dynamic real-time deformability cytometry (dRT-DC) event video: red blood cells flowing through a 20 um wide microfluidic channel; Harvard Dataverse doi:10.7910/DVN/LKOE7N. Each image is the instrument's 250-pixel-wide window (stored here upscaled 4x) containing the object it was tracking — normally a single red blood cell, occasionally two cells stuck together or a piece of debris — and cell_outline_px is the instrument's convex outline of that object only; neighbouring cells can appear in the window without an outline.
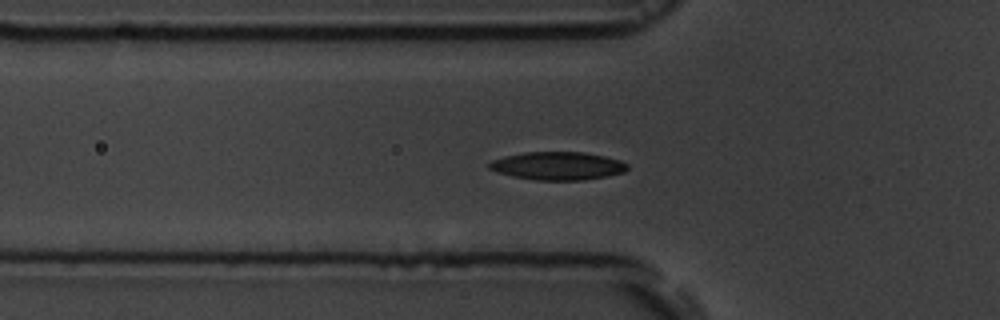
{"species": "common noctule bat (a hibernating species)", "species_latin": "Nyctalus noctula", "temperature_condition": "room temperature", "stored_images_in_passage": 47, "camera_frame_rate_fps": 3000, "um_per_image_px": 0.085, "animal": {"sex": "male", "body_mass_g": 19.5, "forearm_length_mm": 54.6}, "frame": {"image": 1, "passage_image": 9, "time_ms": 2.667, "image_size_px": [1000, 320], "cell_outline_px": [[628, 168], [624, 172], [608, 176], [584, 180], [536, 180], [512, 176], [488, 168], [488, 164], [492, 160], [504, 156], [524, 152], [584, 152], [604, 156], [620, 160], [628, 164]], "centroid_in_image_um": [47.42, 14.09], "position_along_channel_um": 78.4, "area_um2": 22.6}}
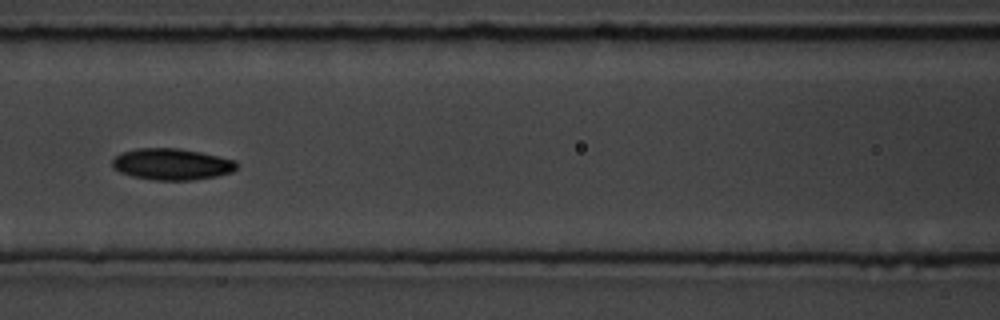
{"frame": {"image": 2, "passage_image": 15, "time_ms": 4.667, "image_size_px": [1000, 320], "cell_outline_px": [[236, 168], [232, 172], [216, 176], [192, 180], [156, 180], [132, 176], [120, 172], [112, 168], [112, 160], [120, 152], [136, 148], [176, 148], [200, 152], [236, 160]], "centroid_in_image_um": [14.57, 13.95], "position_along_channel_um": 152.0, "area_um2": 22.77}}
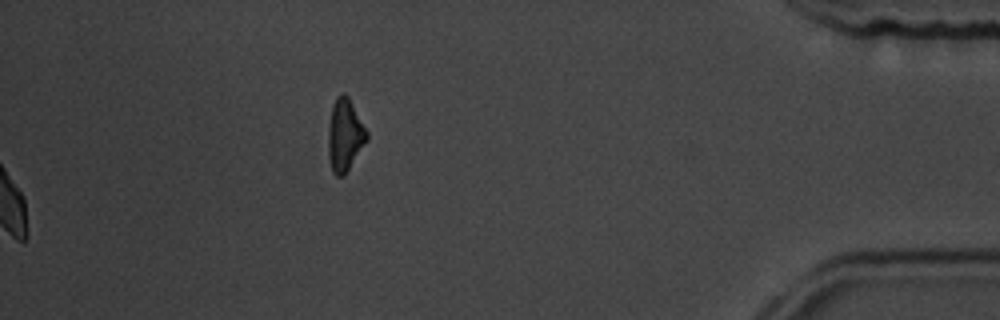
{"frame": {"image": 3, "passage_image": 47, "time_ms": 15.333, "image_size_px": [1000, 320], "cell_outline_px": [[368, 140], [344, 176], [336, 176], [332, 172], [328, 156], [328, 128], [332, 104], [336, 96], [344, 92], [348, 96], [368, 132]], "centroid_in_image_um": [29.3, 11.49], "position_along_channel_um": 405.9, "area_um2": 16.47}, "authors_computed_cell_mechanics": {"area_um2": 21.9062, "velocity_mm_per_s": 3.6616, "shape_relaxation_time_tau1_ms": 2.9455, "shape_relaxation_time_tau2_ms": null, "deformation_change_tau1": 0.1064, "deformation_change_tau2": null}}